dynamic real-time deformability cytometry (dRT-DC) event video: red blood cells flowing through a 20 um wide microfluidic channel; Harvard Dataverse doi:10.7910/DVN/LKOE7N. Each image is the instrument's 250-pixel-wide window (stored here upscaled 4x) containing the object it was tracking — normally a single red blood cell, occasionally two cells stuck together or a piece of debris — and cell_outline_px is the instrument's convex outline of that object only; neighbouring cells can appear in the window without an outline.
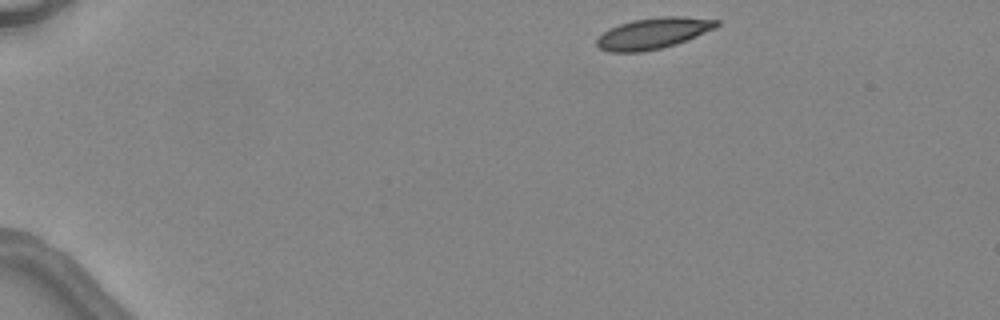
{"species": "common noctule bat (a hibernating species)", "species_latin": "Nyctalus noctula", "temperature_condition": "warm", "stored_images_in_passage": 4, "camera_frame_rate_fps": 3000, "um_per_image_px": 0.085, "animal": {"sex": "female", "body_mass_g": 24.6, "forearm_length_mm": 56.2}, "frame": {"image": 1, "passage_image": 1, "time_ms": 0.0, "image_size_px": [1000, 320], "cell_outline_px": [[720, 24], [716, 28], [676, 44], [660, 48], [640, 52], [608, 52], [600, 48], [596, 44], [596, 40], [604, 32], [620, 24], [632, 20], [660, 16], [684, 16], [720, 20]], "centroid_in_image_um": [55.55, 2.82], "position_along_channel_um": 29.4, "area_um2": 21.62}}